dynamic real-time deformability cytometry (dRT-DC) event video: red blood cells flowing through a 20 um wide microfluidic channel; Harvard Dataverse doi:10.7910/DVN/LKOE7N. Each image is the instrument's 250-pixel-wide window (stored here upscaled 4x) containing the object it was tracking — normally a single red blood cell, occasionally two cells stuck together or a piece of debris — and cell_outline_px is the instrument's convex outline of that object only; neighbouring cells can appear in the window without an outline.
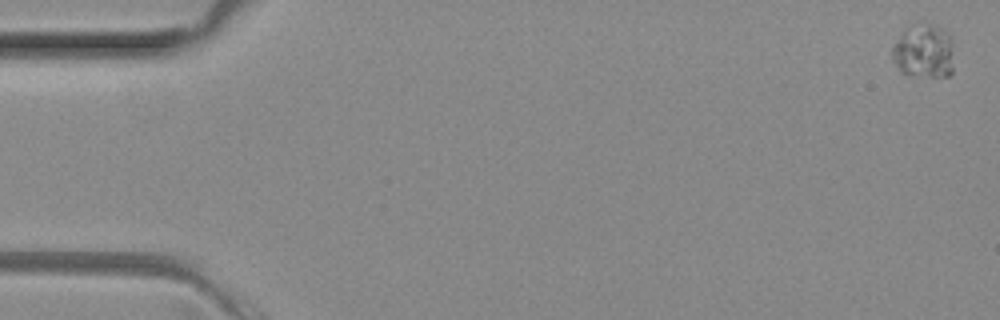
{"species": "common noctule bat (a hibernating species)", "species_latin": "Nyctalus noctula", "temperature_condition": "room temperature", "stored_images_in_passage": 5, "camera_frame_rate_fps": 3000, "um_per_image_px": 0.085, "animal": {"sex": "female", "body_mass_g": 29.2, "forearm_length_mm": 56.3}, "frame": {"image": 1, "passage_image": 1, "time_ms": 0.0, "image_size_px": [1000, 320], "cell_outline_px": [[952, 72], [948, 76], [912, 76], [900, 72], [892, 60], [892, 44], [904, 28], [908, 24], [932, 24], [948, 32], [952, 36]], "centroid_in_image_um": [78.48, 4.34], "position_along_channel_um": 6.5, "area_um2": 19.88}}
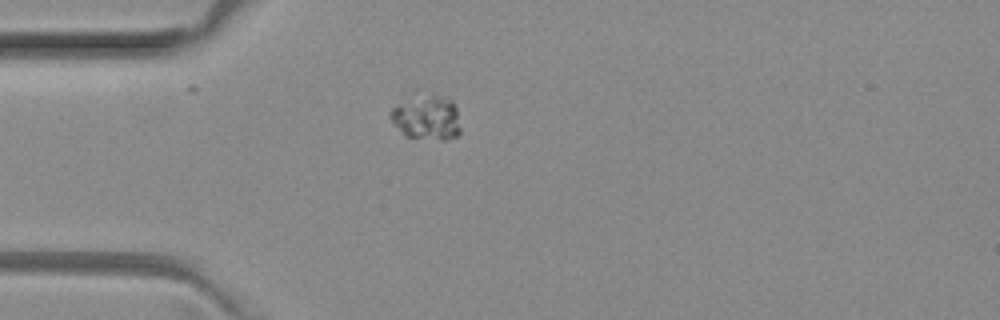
{"frame": {"image": 2, "passage_image": 4, "time_ms": 1.0, "image_size_px": [1000, 320], "cell_outline_px": [[460, 132], [456, 136], [448, 140], [440, 140], [404, 136], [388, 116], [392, 108], [416, 88], [420, 88], [452, 100], [456, 108], [460, 128]], "centroid_in_image_um": [36.22, 9.88], "position_along_channel_um": 48.8, "area_um2": 19.48}}